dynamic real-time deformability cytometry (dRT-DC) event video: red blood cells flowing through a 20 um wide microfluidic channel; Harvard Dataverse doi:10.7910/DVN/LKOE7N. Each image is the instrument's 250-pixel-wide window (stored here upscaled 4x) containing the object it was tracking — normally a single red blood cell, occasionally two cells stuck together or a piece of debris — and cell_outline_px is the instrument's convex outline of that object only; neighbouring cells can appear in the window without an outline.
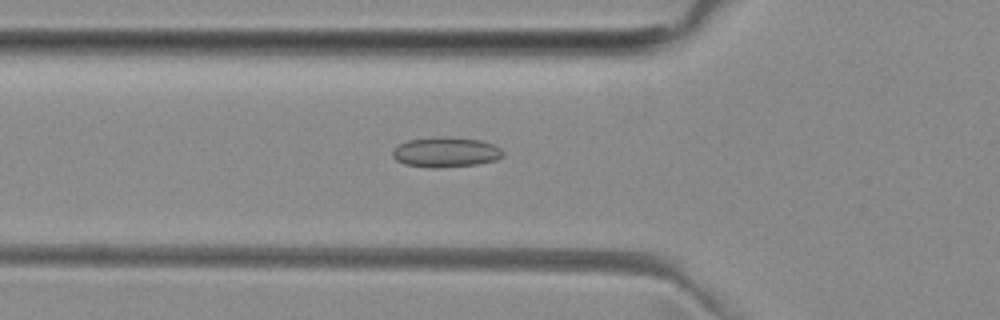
{"species": "common noctule bat (a hibernating species)", "species_latin": "Nyctalus noctula", "temperature_condition": "room temperature", "stored_images_in_passage": 52, "camera_frame_rate_fps": 3000, "um_per_image_px": 0.085, "animal": {"sex": "female", "body_mass_g": 29.2, "forearm_length_mm": 56.3}, "frame": {"image": 1, "passage_image": 18, "time_ms": 5.667, "image_size_px": [1000, 320], "cell_outline_px": [[504, 156], [496, 160], [476, 164], [440, 168], [428, 168], [404, 164], [396, 160], [392, 156], [392, 152], [400, 144], [408, 140], [436, 136], [448, 136], [480, 140], [492, 144], [500, 148], [504, 152]], "centroid_in_image_um": [37.89, 12.93], "position_along_channel_um": 87.9, "area_um2": 19.54}}
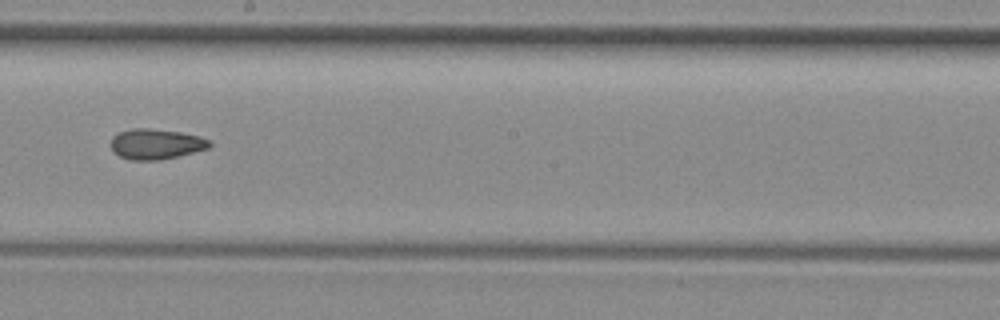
{"frame": {"image": 2, "passage_image": 29, "time_ms": 9.333, "image_size_px": [1000, 320], "cell_outline_px": [[212, 144], [208, 148], [160, 160], [128, 160], [120, 156], [108, 144], [112, 136], [120, 132], [132, 128], [148, 128], [180, 132], [200, 136], [208, 140]], "centroid_in_image_um": [13.21, 12.24], "position_along_channel_um": 235.0, "area_um2": 17.4}}
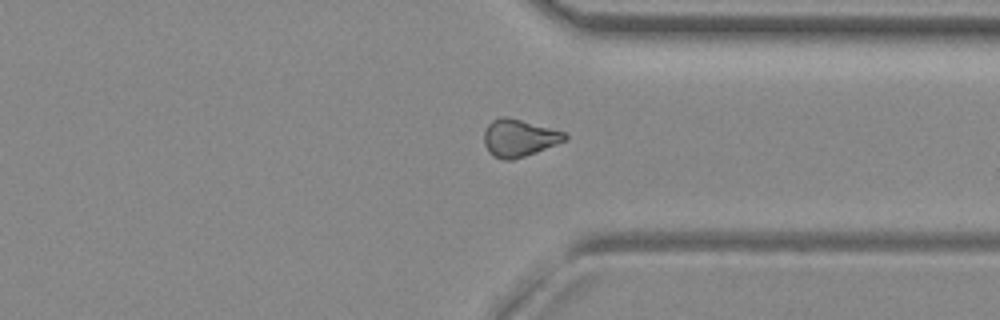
{"frame": {"image": 3, "passage_image": 39, "time_ms": 12.667, "image_size_px": [1000, 320], "cell_outline_px": [[568, 140], [536, 152], [512, 160], [504, 160], [488, 152], [484, 144], [484, 132], [488, 124], [492, 120], [504, 116], [520, 120], [564, 132], [568, 136]], "centroid_in_image_um": [44.11, 11.73], "position_along_channel_um": 367.3, "area_um2": 17.34}, "authors_computed_cell_mechanics": {"area_um2": 17.7446, "velocity_mm_per_s": 3.9978, "shape_relaxation_time_tau1_ms": null, "shape_relaxation_time_tau2_ms": 4.1003, "deformation_change_tau1": null, "deformation_change_tau2": 0.1042}}